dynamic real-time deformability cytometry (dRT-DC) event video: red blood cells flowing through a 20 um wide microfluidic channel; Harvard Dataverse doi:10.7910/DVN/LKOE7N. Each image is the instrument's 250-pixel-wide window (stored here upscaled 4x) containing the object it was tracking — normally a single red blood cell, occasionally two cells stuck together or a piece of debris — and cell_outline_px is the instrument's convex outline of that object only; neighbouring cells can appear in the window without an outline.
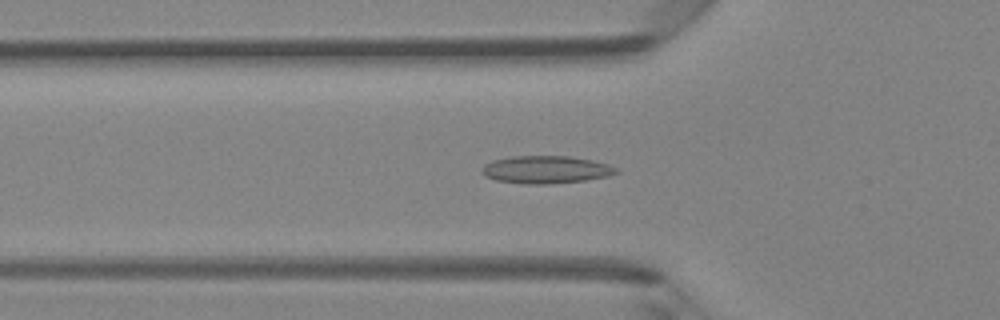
{"species": "Egyptian fruit bat (a non-hibernating species)", "species_latin": "Rousettus aegyptiacus", "temperature_condition": "room temperature", "stored_images_in_passage": 36, "camera_frame_rate_fps": 3000, "um_per_image_px": 0.085, "animal": {"sex": "female"}, "frame": {"image": 1, "passage_image": 4, "time_ms": 1.0, "image_size_px": [1000, 320], "cell_outline_px": [[620, 172], [608, 176], [584, 180], [552, 184], [524, 184], [496, 180], [484, 176], [480, 172], [484, 164], [492, 160], [512, 156], [568, 156], [592, 160], [608, 164], [616, 168]], "centroid_in_image_um": [46.37, 14.42], "position_along_channel_um": 79.4, "area_um2": 21.73}}
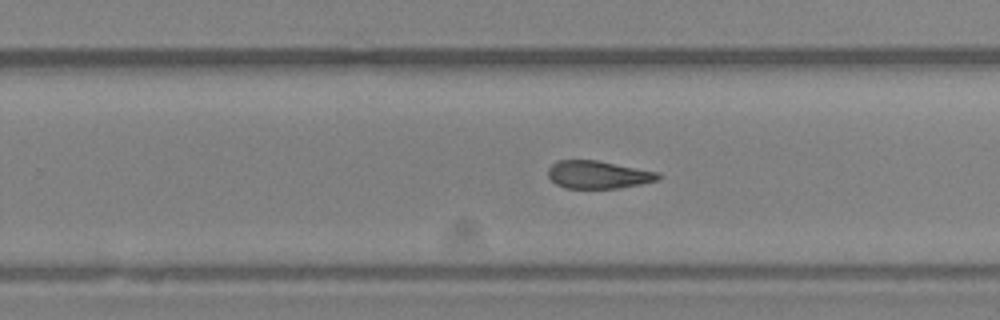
{"frame": {"image": 2, "passage_image": 18, "time_ms": 5.667, "image_size_px": [1000, 320], "cell_outline_px": [[660, 180], [640, 184], [616, 188], [564, 188], [556, 184], [548, 176], [548, 168], [556, 160], [596, 160], [660, 172]], "centroid_in_image_um": [50.84, 14.84], "position_along_channel_um": 279.0, "area_um2": 17.86}}
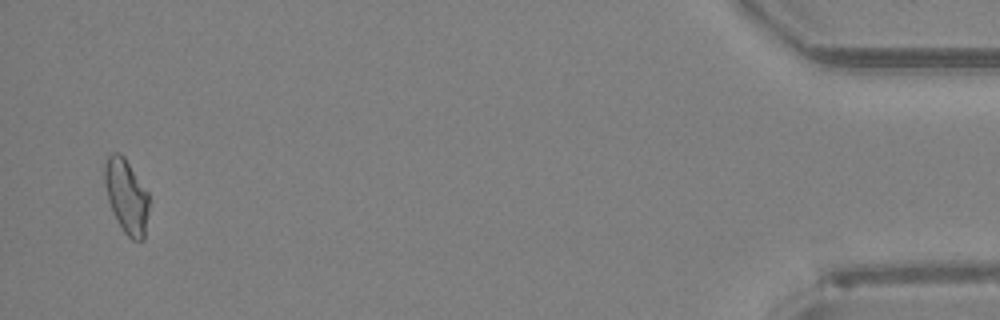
{"frame": {"image": 3, "passage_image": 34, "time_ms": 11.0, "image_size_px": [1000, 320], "cell_outline_px": [[148, 212], [144, 240], [132, 240], [124, 232], [108, 200], [104, 180], [104, 164], [108, 156], [112, 152], [120, 152], [124, 156], [148, 192]], "centroid_in_image_um": [10.75, 16.64], "position_along_channel_um": 424.5, "area_um2": 18.96}, "authors_computed_cell_mechanics": {"area_um2": 18.7561, "velocity_mm_per_s": 4.2794, "shape_relaxation_time_tau1_ms": null, "shape_relaxation_time_tau2_ms": 10.6174, "deformation_change_tau1": null, "deformation_change_tau2": 0.2128}}